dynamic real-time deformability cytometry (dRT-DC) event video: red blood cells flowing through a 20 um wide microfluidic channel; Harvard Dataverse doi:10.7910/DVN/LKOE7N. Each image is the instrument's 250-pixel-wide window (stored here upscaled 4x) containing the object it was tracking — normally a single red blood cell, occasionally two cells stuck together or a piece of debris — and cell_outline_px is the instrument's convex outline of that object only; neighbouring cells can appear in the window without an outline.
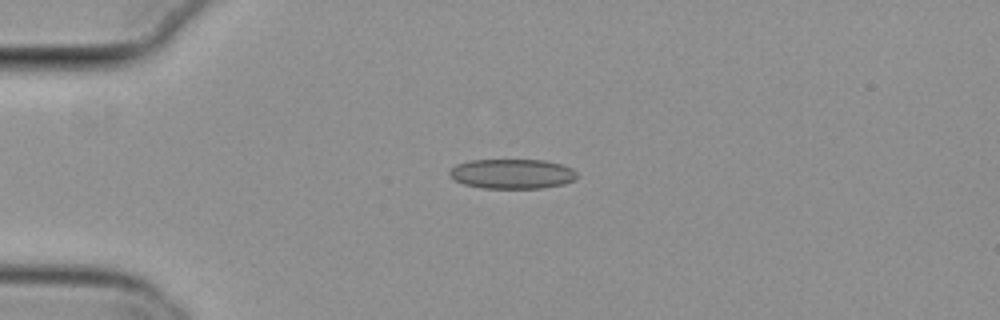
{"species": "common noctule bat (a hibernating species)", "species_latin": "Nyctalus noctula", "temperature_condition": "cold", "stored_images_in_passage": 42, "camera_frame_rate_fps": 3000, "um_per_image_px": 0.085, "animal": {"sex": "female", "body_mass_g": 29.2, "forearm_length_mm": 56.3}, "frame": {"image": 1, "passage_image": 1, "time_ms": 0.0, "image_size_px": [1000, 320], "cell_outline_px": [[576, 176], [572, 180], [564, 184], [544, 188], [484, 188], [464, 184], [448, 176], [448, 172], [456, 164], [468, 160], [544, 160], [560, 164], [572, 168], [576, 172]], "centroid_in_image_um": [43.5, 14.77], "position_along_channel_um": 41.5, "area_um2": 22.08}}
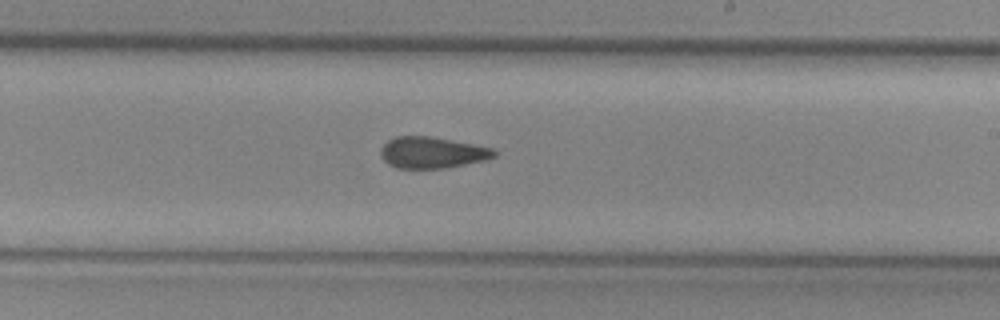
{"frame": {"image": 2, "passage_image": 20, "time_ms": 6.333, "image_size_px": [1000, 320], "cell_outline_px": [[496, 156], [484, 160], [444, 168], [396, 168], [388, 164], [380, 156], [380, 148], [388, 140], [396, 136], [428, 136], [472, 144], [492, 148], [496, 152]], "centroid_in_image_um": [36.68, 12.97], "position_along_channel_um": 252.3, "area_um2": 20.52}}
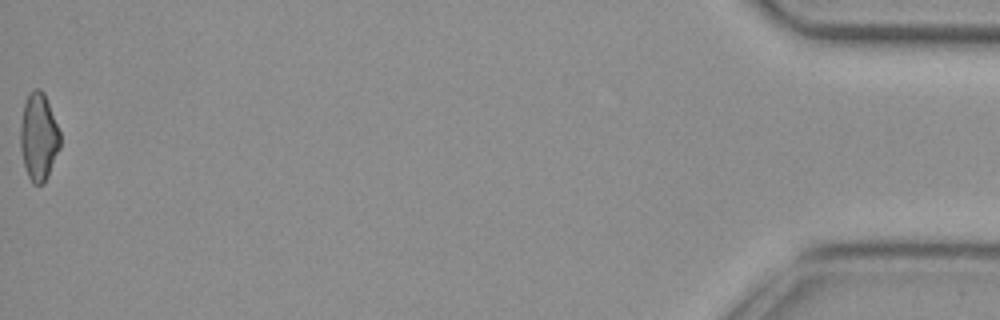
{"frame": {"image": 3, "passage_image": 42, "time_ms": 13.667, "image_size_px": [1000, 320], "cell_outline_px": [[60, 148], [44, 184], [32, 184], [28, 176], [24, 164], [20, 148], [20, 128], [24, 104], [28, 92], [32, 88], [40, 88], [44, 92], [60, 132]], "centroid_in_image_um": [3.28, 11.61], "position_along_channel_um": 431.9, "area_um2": 20.35}, "authors_computed_cell_mechanics": {"area_um2": 21.1548, "velocity_mm_per_s": 3.8095, "shape_relaxation_time_tau1_ms": null, "shape_relaxation_time_tau2_ms": 4.0964, "deformation_change_tau1": null, "deformation_change_tau2": 0.1139}}